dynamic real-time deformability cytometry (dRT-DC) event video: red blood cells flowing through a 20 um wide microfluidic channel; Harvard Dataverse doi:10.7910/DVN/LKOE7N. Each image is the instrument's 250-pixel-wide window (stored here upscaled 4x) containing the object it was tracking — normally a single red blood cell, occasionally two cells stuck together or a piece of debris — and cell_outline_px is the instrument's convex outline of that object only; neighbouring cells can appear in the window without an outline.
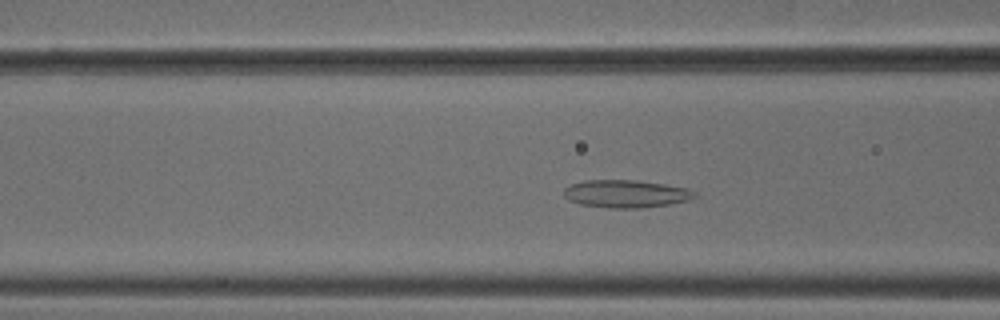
{"species": "common noctule bat (a hibernating species)", "species_latin": "Nyctalus noctula", "temperature_condition": "cold", "stored_images_in_passage": 47, "camera_frame_rate_fps": 3000, "um_per_image_px": 0.085, "animal": {"sex": "male", "body_mass_g": 18.8}, "frame": {"image": 1, "passage_image": 15, "time_ms": 4.667, "image_size_px": [1000, 320], "cell_outline_px": [[696, 196], [688, 200], [668, 204], [644, 208], [608, 208], [580, 204], [568, 200], [564, 196], [564, 188], [572, 184], [584, 180], [636, 180], [664, 184], [688, 188], [696, 192]], "centroid_in_image_um": [53.19, 16.47], "position_along_channel_um": 113.4, "area_um2": 21.15}}
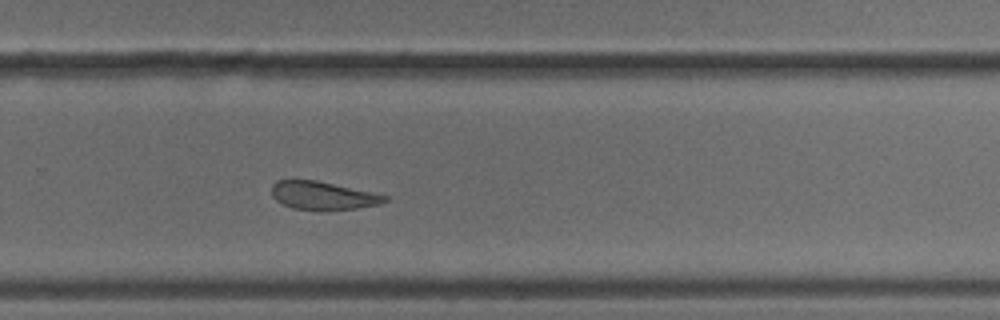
{"frame": {"image": 2, "passage_image": 30, "time_ms": 9.667, "image_size_px": [1000, 320], "cell_outline_px": [[388, 200], [380, 204], [356, 208], [320, 212], [292, 208], [276, 200], [272, 196], [272, 184], [276, 180], [316, 180], [372, 192], [388, 196]], "centroid_in_image_um": [27.43, 16.65], "position_along_channel_um": 302.4, "area_um2": 18.84}}
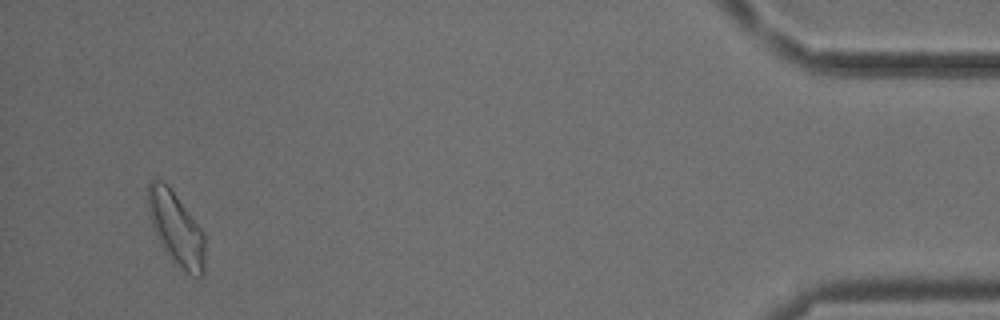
{"frame": {"image": 3, "passage_image": 45, "time_ms": 14.667, "image_size_px": [1000, 320], "cell_outline_px": [[204, 276], [200, 276], [188, 272], [172, 260], [164, 252], [152, 224], [148, 208], [148, 184], [152, 180], [164, 180], [168, 184], [204, 232]], "centroid_in_image_um": [14.97, 19.39], "position_along_channel_um": 420.2, "area_um2": 23.93}, "authors_computed_cell_mechanics": {"area_um2": 21.0392, "velocity_mm_per_s": 3.7806, "shape_relaxation_time_tau1_ms": null, "shape_relaxation_time_tau2_ms": 2.9706, "deformation_change_tau1": null, "deformation_change_tau2": 0.1143}}